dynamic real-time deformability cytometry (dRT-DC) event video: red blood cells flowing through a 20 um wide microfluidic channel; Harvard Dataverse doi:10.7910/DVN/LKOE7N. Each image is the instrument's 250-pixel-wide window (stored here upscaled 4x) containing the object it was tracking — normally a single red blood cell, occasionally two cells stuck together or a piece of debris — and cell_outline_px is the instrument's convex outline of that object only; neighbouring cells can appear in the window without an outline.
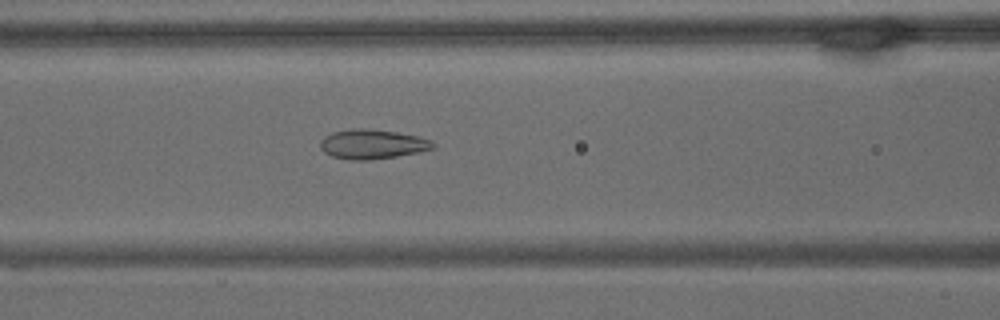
{"species": "common noctule bat (a hibernating species)", "species_latin": "Nyctalus noctula", "temperature_condition": "warm", "stored_images_in_passage": 62, "camera_frame_rate_fps": 3000, "um_per_image_px": 0.085, "animal": {"sex": "male", "body_mass_g": 15.6}, "frame": {"image": 1, "passage_image": 26, "time_ms": 8.333, "image_size_px": [1000, 320], "cell_outline_px": [[436, 144], [432, 148], [416, 152], [396, 156], [372, 160], [348, 160], [332, 156], [324, 152], [320, 148], [320, 140], [324, 136], [332, 132], [352, 128], [360, 128], [396, 132], [420, 136]], "centroid_in_image_um": [31.59, 12.25], "position_along_channel_um": 135.0, "area_um2": 19.31}}
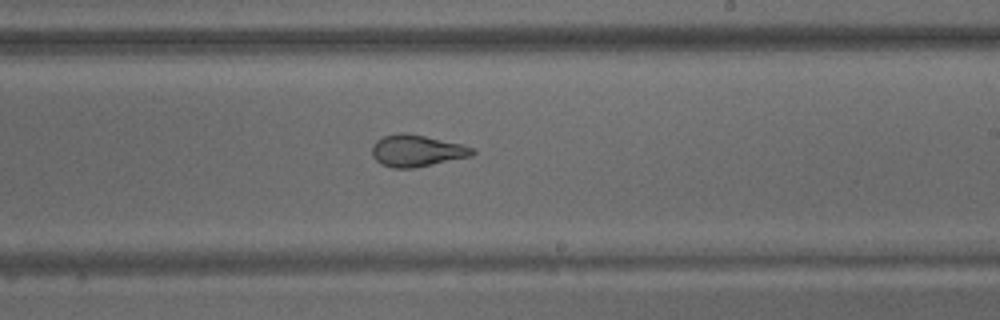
{"frame": {"image": 2, "passage_image": 37, "time_ms": 12.0, "image_size_px": [1000, 320], "cell_outline_px": [[476, 152], [472, 156], [416, 168], [392, 168], [380, 164], [372, 156], [372, 144], [376, 140], [384, 136], [400, 132], [408, 132], [460, 144], [476, 148]], "centroid_in_image_um": [35.42, 12.82], "position_along_channel_um": 253.6, "area_um2": 18.84}}
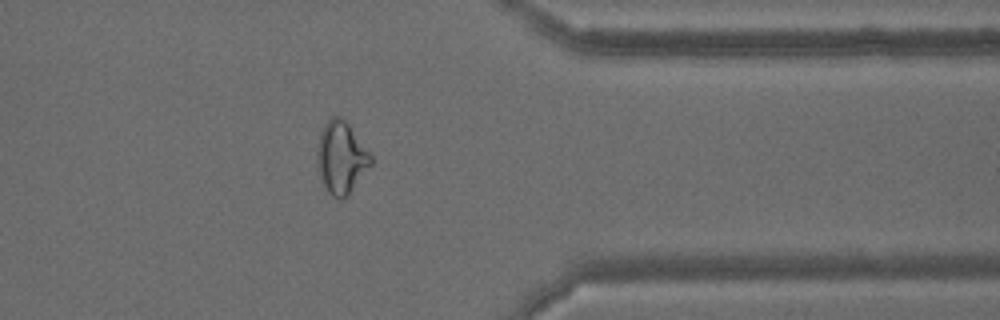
{"frame": {"image": 3, "passage_image": 50, "time_ms": 16.333, "image_size_px": [1000, 320], "cell_outline_px": [[372, 164], [348, 196], [344, 200], [340, 200], [332, 196], [328, 192], [320, 180], [316, 168], [316, 148], [320, 132], [324, 124], [332, 116], [340, 116], [348, 124], [372, 156]], "centroid_in_image_um": [28.96, 13.44], "position_along_channel_um": 382.4, "area_um2": 22.95}, "authors_computed_cell_mechanics": {"area_um2": 22.7154, "velocity_mm_per_s": 3.2411, "shape_relaxation_time_tau1_ms": null, "shape_relaxation_time_tau2_ms": 1.6313, "deformation_change_tau1": null, "deformation_change_tau2": 0.075}}